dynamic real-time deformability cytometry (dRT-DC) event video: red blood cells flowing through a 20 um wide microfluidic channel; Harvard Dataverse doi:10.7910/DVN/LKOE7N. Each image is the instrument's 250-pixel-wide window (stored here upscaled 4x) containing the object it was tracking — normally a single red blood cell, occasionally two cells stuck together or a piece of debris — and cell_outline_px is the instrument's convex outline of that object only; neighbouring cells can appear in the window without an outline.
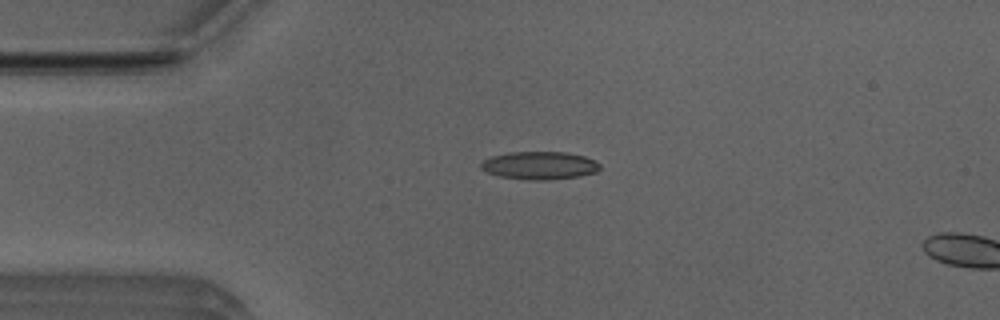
{"species": "Egyptian fruit bat (a non-hibernating species)", "species_latin": "Rousettus aegyptiacus", "temperature_condition": "room temperature", "stored_images_in_passage": 34, "camera_frame_rate_fps": 3000, "um_per_image_px": 0.085, "animal": {"sex": "male"}, "frame": {"image": 1, "passage_image": 4, "time_ms": 1.0, "image_size_px": [1000, 320], "cell_outline_px": [[600, 168], [596, 172], [580, 176], [548, 180], [532, 180], [500, 176], [488, 172], [480, 168], [480, 164], [484, 160], [492, 156], [508, 152], [568, 152], [584, 156], [600, 164]], "centroid_in_image_um": [45.87, 14.06], "position_along_channel_um": 39.1, "area_um2": 19.25}}
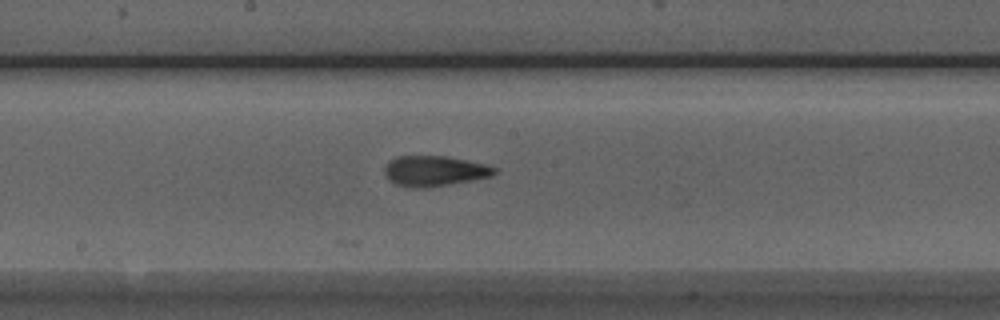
{"frame": {"image": 2, "passage_image": 19, "time_ms": 6.0, "image_size_px": [1000, 320], "cell_outline_px": [[496, 172], [492, 176], [472, 180], [444, 184], [396, 184], [388, 180], [384, 172], [384, 168], [388, 160], [396, 156], [448, 156], [468, 160], [484, 164], [496, 168]], "centroid_in_image_um": [36.94, 14.46], "position_along_channel_um": 211.3, "area_um2": 18.55}}
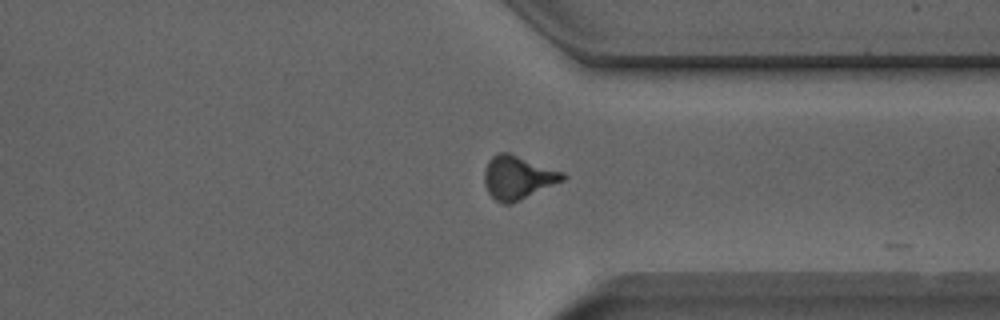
{"frame": {"image": 3, "passage_image": 31, "time_ms": 10.0, "image_size_px": [1000, 320], "cell_outline_px": [[568, 176], [564, 180], [512, 204], [504, 204], [496, 200], [488, 192], [484, 184], [484, 168], [488, 160], [496, 152], [508, 152], [564, 172]], "centroid_in_image_um": [44.0, 15.08], "position_along_channel_um": 367.4, "area_um2": 20.0}, "authors_computed_cell_mechanics": {"area_um2": 18.7272, "velocity_mm_per_s": 3.9294, "shape_relaxation_time_tau1_ms": 3.2129, "shape_relaxation_time_tau2_ms": null, "deformation_change_tau1": 0.1276, "deformation_change_tau2": null}}